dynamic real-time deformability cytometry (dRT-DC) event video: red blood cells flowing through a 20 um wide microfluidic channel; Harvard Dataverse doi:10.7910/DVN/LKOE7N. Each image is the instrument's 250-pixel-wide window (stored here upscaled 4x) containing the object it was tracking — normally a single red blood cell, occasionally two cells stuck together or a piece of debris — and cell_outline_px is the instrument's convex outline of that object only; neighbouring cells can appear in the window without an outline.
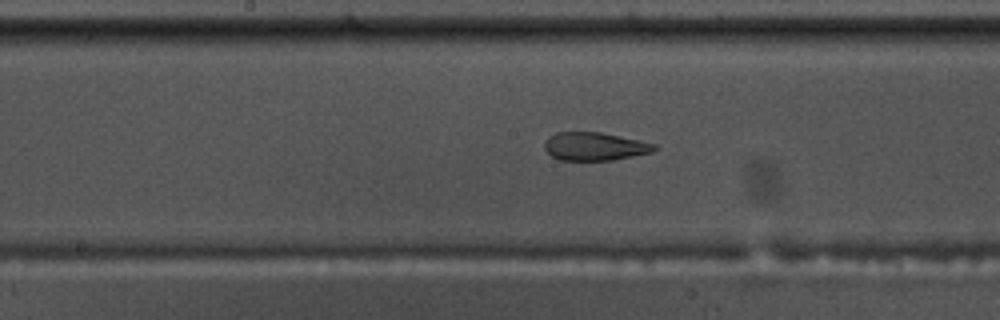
{"species": "common noctule bat (a hibernating species)", "species_latin": "Nyctalus noctula", "temperature_condition": "warm", "stored_images_in_passage": 45, "camera_frame_rate_fps": 3000, "um_per_image_px": 0.085, "animal": {"sex": "male", "body_mass_g": 17.5, "forearm_length_mm": 52.3}, "frame": {"image": 1, "passage_image": 28, "time_ms": 9.0, "image_size_px": [1000, 320], "cell_outline_px": [[660, 148], [652, 152], [612, 160], [560, 160], [552, 156], [544, 148], [544, 144], [548, 136], [556, 132], [600, 132], [640, 140], [656, 144]], "centroid_in_image_um": [50.56, 12.44], "position_along_channel_um": 197.6, "area_um2": 18.09}}
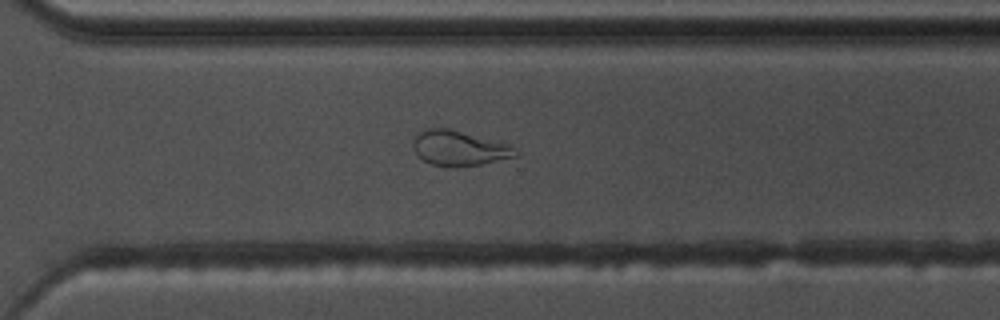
{"frame": {"image": 2, "passage_image": 39, "time_ms": 12.667, "image_size_px": [1000, 320], "cell_outline_px": [[520, 152], [516, 156], [480, 164], [456, 168], [448, 168], [432, 164], [424, 160], [412, 148], [412, 144], [416, 136], [420, 132], [428, 128], [448, 128], [508, 144]], "centroid_in_image_um": [39.01, 12.61], "position_along_channel_um": 331.6, "area_um2": 20.75}}
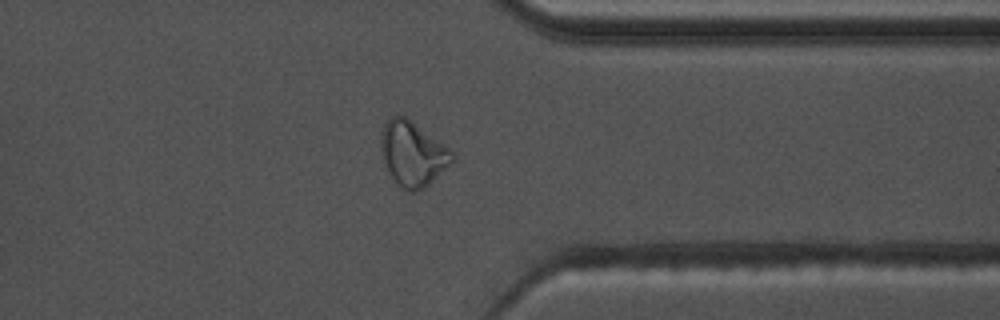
{"frame": {"image": 3, "passage_image": 43, "time_ms": 14.0, "image_size_px": [1000, 320], "cell_outline_px": [[456, 160], [424, 188], [416, 192], [408, 192], [400, 188], [388, 172], [384, 164], [380, 148], [380, 136], [384, 124], [392, 116], [408, 116], [448, 148], [456, 156]], "centroid_in_image_um": [35.07, 13.08], "position_along_channel_um": 376.3, "area_um2": 27.22}}